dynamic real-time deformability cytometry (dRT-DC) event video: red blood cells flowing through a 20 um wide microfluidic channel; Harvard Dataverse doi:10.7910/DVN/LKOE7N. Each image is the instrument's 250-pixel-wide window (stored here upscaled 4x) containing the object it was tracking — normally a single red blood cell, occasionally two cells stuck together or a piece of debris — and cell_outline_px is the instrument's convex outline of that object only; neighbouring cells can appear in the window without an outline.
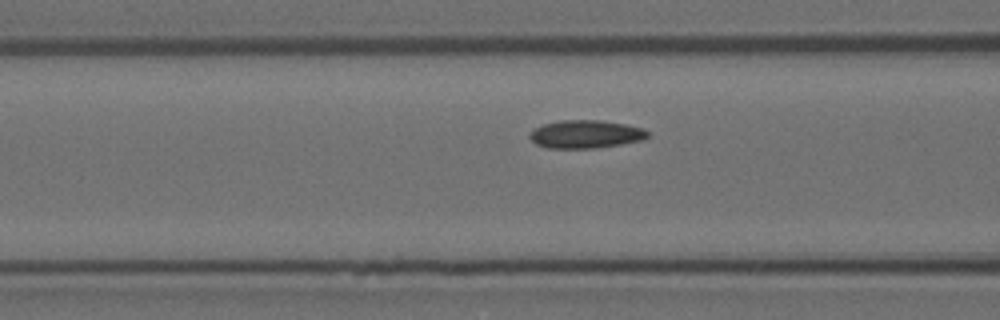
{"species": "Egyptian fruit bat (a non-hibernating species)", "species_latin": "Rousettus aegyptiacus", "temperature_condition": "room temperature", "stored_images_in_passage": 15, "camera_frame_rate_fps": 3000, "um_per_image_px": 0.085, "animal": {"sex": "female"}, "frame": {"image": 1, "passage_image": 13, "time_ms": 4.0, "image_size_px": [1000, 320], "cell_outline_px": [[648, 136], [644, 140], [596, 148], [548, 148], [536, 144], [528, 136], [536, 128], [544, 124], [560, 120], [600, 120], [624, 124], [644, 128], [648, 132]], "centroid_in_image_um": [49.8, 11.41], "position_along_channel_um": 116.8, "area_um2": 19.19}}